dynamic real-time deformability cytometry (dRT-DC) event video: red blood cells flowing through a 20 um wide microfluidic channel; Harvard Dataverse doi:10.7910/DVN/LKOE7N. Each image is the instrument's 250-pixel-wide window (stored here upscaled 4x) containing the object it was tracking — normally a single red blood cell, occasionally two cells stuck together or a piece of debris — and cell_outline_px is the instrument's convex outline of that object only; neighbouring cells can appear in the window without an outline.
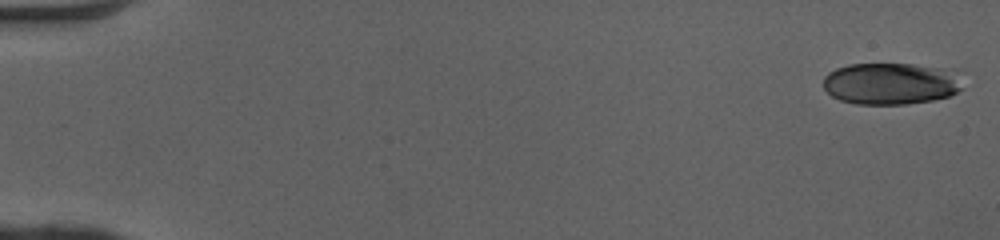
{"species": "human", "species_latin": "Homo sapiens", "temperature_condition": "cold", "stored_images_in_passage": 50, "camera_frame_rate_fps": 3000, "um_per_image_px": 0.085, "donor": {"sex": "female"}, "frame": {"image": 1, "passage_image": 1, "time_ms": 0.0, "image_size_px": [1000, 240], "cell_outline_px": [[964, 88], [948, 96], [932, 100], [904, 104], [856, 104], [840, 100], [832, 96], [824, 88], [824, 76], [828, 72], [836, 68], [848, 64], [912, 64], [956, 68]], "centroid_in_image_um": [75.77, 7.08], "position_along_channel_um": 9.2, "area_um2": 34.45}}
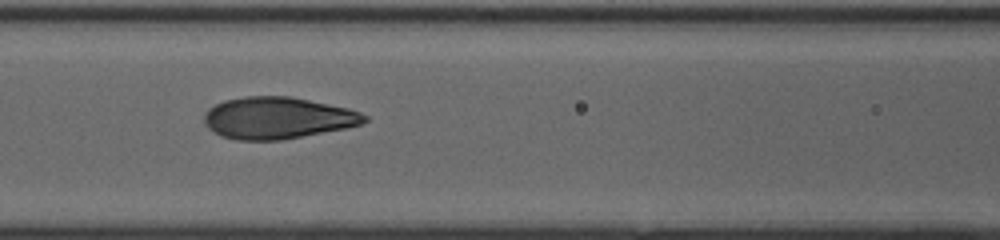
{"frame": {"image": 2, "passage_image": 23, "time_ms": 7.333, "image_size_px": [1000, 240], "cell_outline_px": [[368, 120], [360, 124], [348, 128], [280, 140], [236, 140], [224, 136], [216, 132], [204, 120], [204, 116], [216, 104], [224, 100], [244, 96], [288, 96], [348, 108], [360, 112], [368, 116]], "centroid_in_image_um": [23.66, 10.02], "position_along_channel_um": 142.9, "area_um2": 38.49}}
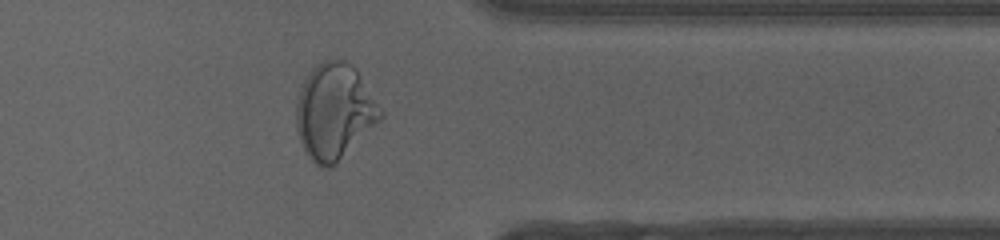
{"frame": {"image": 3, "passage_image": 41, "time_ms": 13.333, "image_size_px": [1000, 240], "cell_outline_px": [[384, 116], [332, 168], [320, 168], [312, 160], [304, 148], [300, 140], [296, 128], [296, 104], [300, 88], [308, 72], [316, 64], [324, 60], [344, 60], [352, 64], [356, 68], [384, 112]], "centroid_in_image_um": [28.42, 9.47], "position_along_channel_um": 383.0, "area_um2": 47.05}, "authors_computed_cell_mechanics": {"area_um2": 38.0613, "velocity_mm_per_s": 4.1064, "shape_relaxation_time_tau1_ms": 4.1932, "shape_relaxation_time_tau2_ms": null, "deformation_change_tau1": 0.2306, "deformation_change_tau2": null}}